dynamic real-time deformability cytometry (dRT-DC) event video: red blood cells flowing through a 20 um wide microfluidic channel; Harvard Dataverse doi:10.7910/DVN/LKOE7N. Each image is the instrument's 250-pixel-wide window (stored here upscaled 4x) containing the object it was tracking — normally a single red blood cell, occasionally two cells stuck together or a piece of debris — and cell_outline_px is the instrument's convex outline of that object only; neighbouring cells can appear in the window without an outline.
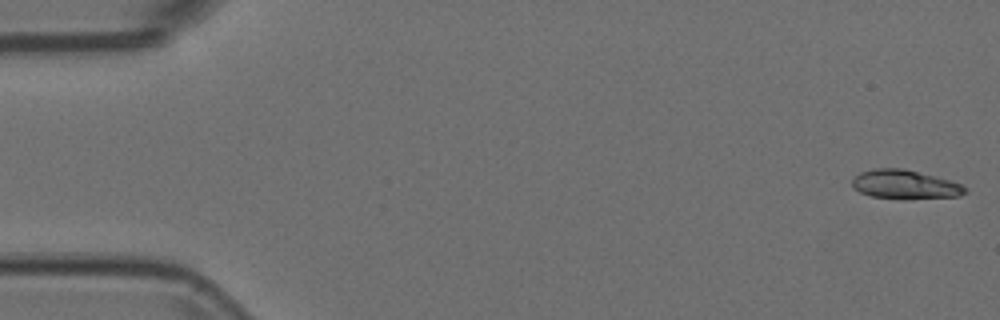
{"species": "Egyptian fruit bat (a non-hibernating species)", "species_latin": "Rousettus aegyptiacus", "temperature_condition": "room temperature", "stored_images_in_passage": 52, "camera_frame_rate_fps": 3000, "um_per_image_px": 0.085, "animal": {"sex": "female"}, "frame": {"image": 1, "passage_image": 1, "time_ms": 0.0, "image_size_px": [1000, 320], "cell_outline_px": [[968, 192], [960, 196], [872, 196], [860, 192], [852, 188], [852, 180], [860, 172], [876, 168], [904, 168], [936, 176], [960, 184], [968, 188]], "centroid_in_image_um": [76.9, 15.62], "position_along_channel_um": 8.1, "area_um2": 18.09}}
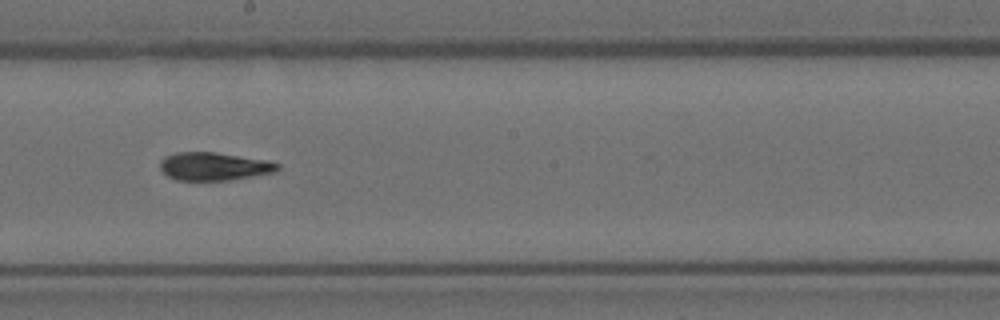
{"frame": {"image": 2, "passage_image": 30, "time_ms": 9.667, "image_size_px": [1000, 320], "cell_outline_px": [[280, 168], [276, 172], [228, 180], [176, 180], [168, 176], [160, 168], [160, 160], [164, 156], [176, 152], [216, 152], [268, 160], [280, 164]], "centroid_in_image_um": [18.2, 14.13], "position_along_channel_um": 230.0, "area_um2": 19.31}}
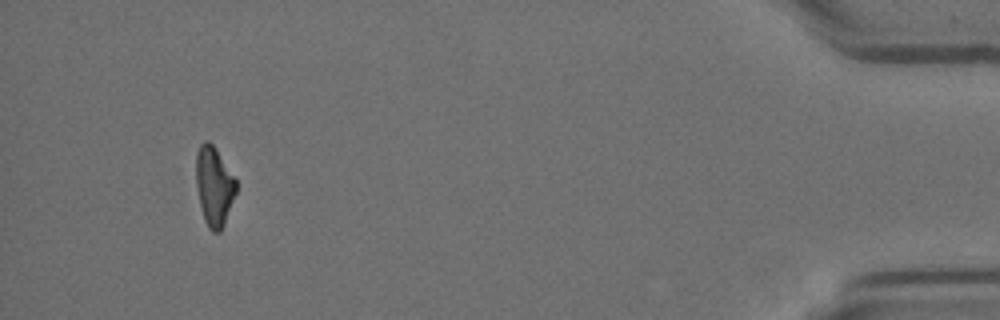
{"frame": {"image": 3, "passage_image": 51, "time_ms": 16.667, "image_size_px": [1000, 320], "cell_outline_px": [[236, 192], [224, 224], [220, 232], [212, 232], [208, 228], [204, 220], [200, 204], [196, 184], [196, 152], [200, 144], [204, 140], [208, 140], [216, 148], [236, 180]], "centroid_in_image_um": [18.18, 15.81], "position_along_channel_um": 417.0, "area_um2": 18.44}}